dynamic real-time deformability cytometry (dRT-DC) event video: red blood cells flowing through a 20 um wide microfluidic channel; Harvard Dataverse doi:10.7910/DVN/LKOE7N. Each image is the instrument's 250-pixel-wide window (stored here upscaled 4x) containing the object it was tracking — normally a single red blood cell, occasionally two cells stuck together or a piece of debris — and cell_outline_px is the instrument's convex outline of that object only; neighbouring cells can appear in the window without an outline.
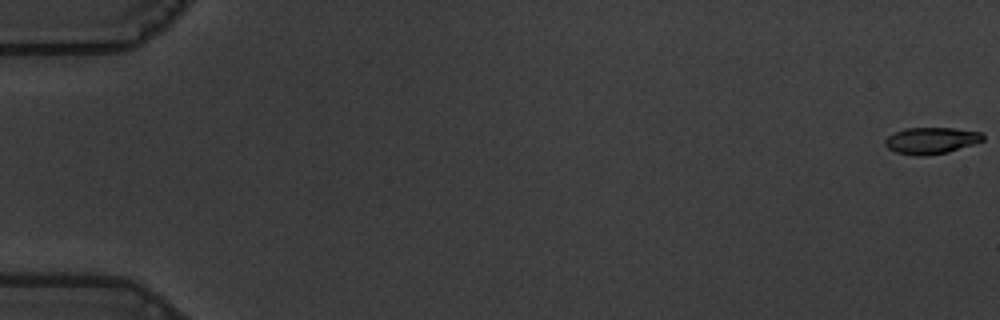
{"species": "common noctule bat (a hibernating species)", "species_latin": "Nyctalus noctula", "temperature_condition": "warm", "stored_images_in_passage": 59, "camera_frame_rate_fps": 3000, "um_per_image_px": 0.085, "animal": {"sex": "male", "body_mass_g": 19.5, "forearm_length_mm": 54.6}, "frame": {"image": 1, "passage_image": 1, "time_ms": 0.0, "image_size_px": [1000, 320], "cell_outline_px": [[984, 140], [948, 152], [928, 156], [916, 156], [896, 152], [888, 148], [884, 144], [884, 140], [888, 136], [904, 128], [952, 128], [984, 132]], "centroid_in_image_um": [79.15, 11.95], "position_along_channel_um": 5.8, "area_um2": 15.2}}
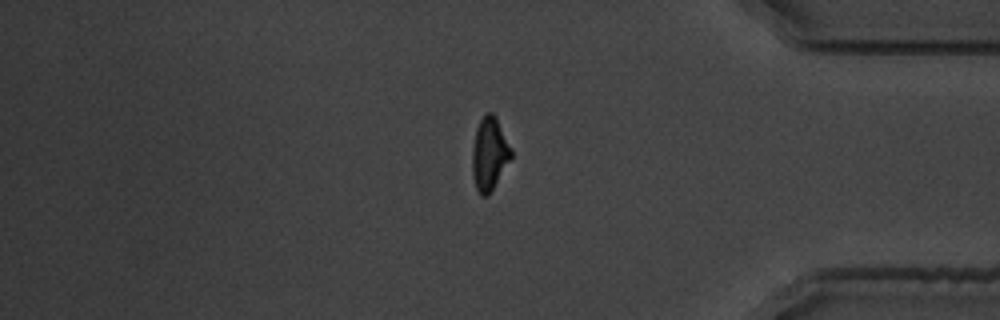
{"frame": {"image": 2, "passage_image": 50, "time_ms": 16.333, "image_size_px": [1000, 320], "cell_outline_px": [[512, 156], [488, 196], [480, 196], [476, 188], [472, 176], [472, 148], [476, 128], [480, 120], [488, 112], [492, 112], [496, 116], [512, 148]], "centroid_in_image_um": [41.59, 13.07], "position_along_channel_um": 393.6, "area_um2": 16.59}}
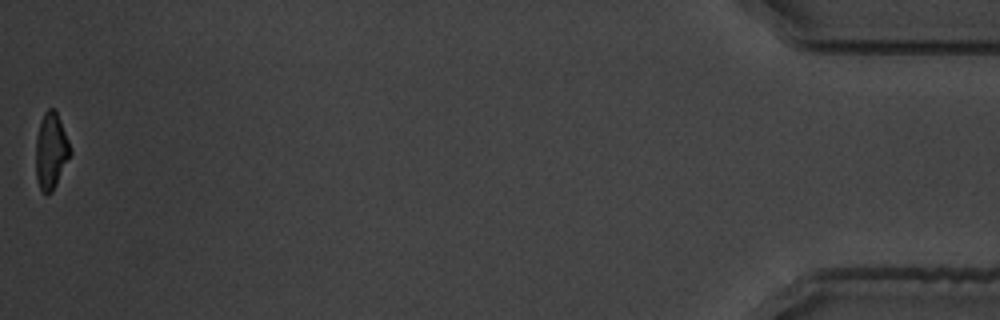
{"frame": {"image": 3, "passage_image": 59, "time_ms": 19.333, "image_size_px": [1000, 320], "cell_outline_px": [[72, 152], [52, 192], [44, 192], [40, 188], [36, 180], [36, 136], [44, 112], [48, 108], [56, 108], [68, 140]], "centroid_in_image_um": [4.34, 12.79], "position_along_channel_um": 430.9, "area_um2": 15.2}, "authors_computed_cell_mechanics": {"area_um2": 16.5308, "velocity_mm_per_s": 3.556, "shape_relaxation_time_tau1_ms": 5.4165, "shape_relaxation_time_tau2_ms": 2.3161, "deformation_change_tau1": 0.1849, "deformation_change_tau2": 0.0935}}